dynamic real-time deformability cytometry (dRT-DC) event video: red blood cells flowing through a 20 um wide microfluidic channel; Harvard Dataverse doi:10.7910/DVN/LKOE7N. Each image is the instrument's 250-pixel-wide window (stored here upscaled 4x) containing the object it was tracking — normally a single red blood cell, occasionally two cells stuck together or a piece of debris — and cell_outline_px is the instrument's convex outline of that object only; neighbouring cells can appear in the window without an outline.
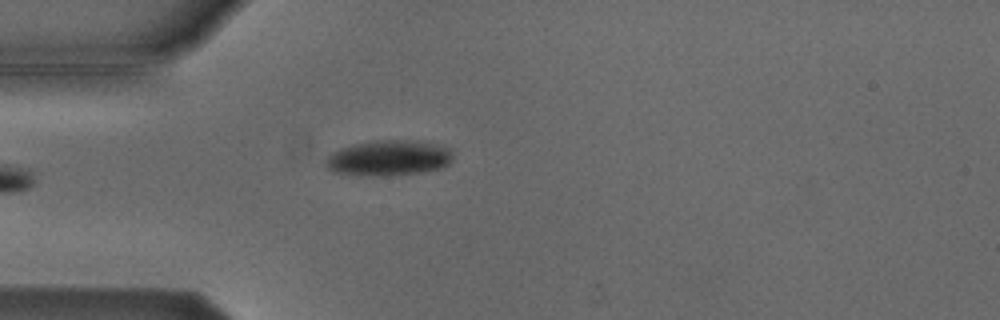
{"species": "Egyptian fruit bat (a non-hibernating species)", "species_latin": "Rousettus aegyptiacus", "temperature_condition": "cold", "stored_images_in_passage": 1, "camera_frame_rate_fps": 3000, "um_per_image_px": 0.085, "animal": {"sex": "male"}, "frame": {"image": 1, "passage_image": 1, "time_ms": 0.0, "image_size_px": [1000, 320], "cell_outline_px": [[452, 160], [448, 164], [440, 168], [424, 172], [384, 176], [360, 176], [332, 172], [324, 164], [324, 160], [332, 152], [340, 148], [352, 144], [376, 140], [420, 140], [444, 144], [452, 148]], "centroid_in_image_um": [33.06, 13.42], "position_along_channel_um": 51.9, "area_um2": 27.11}}